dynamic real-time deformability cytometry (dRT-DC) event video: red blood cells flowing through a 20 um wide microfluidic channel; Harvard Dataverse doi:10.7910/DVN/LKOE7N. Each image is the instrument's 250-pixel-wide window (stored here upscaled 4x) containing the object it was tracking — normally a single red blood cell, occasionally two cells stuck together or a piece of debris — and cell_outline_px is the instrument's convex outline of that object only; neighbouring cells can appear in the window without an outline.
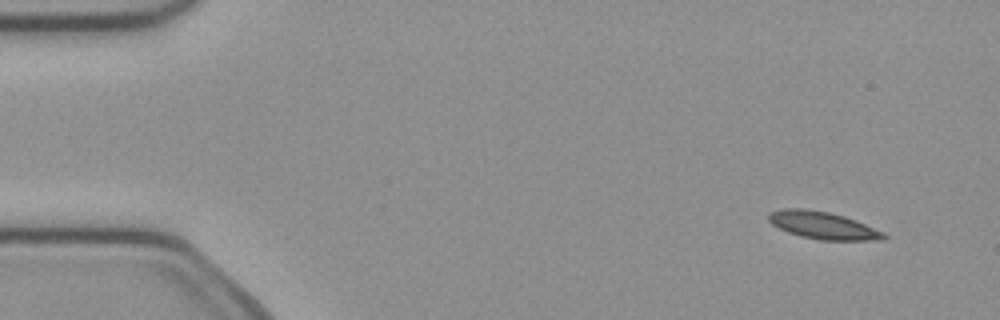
{"species": "common noctule bat (a hibernating species)", "species_latin": "Nyctalus noctula", "temperature_condition": "cold", "stored_images_in_passage": 6, "segment_of_instrument_passage": [1, 2], "camera_frame_rate_fps": 3000, "um_per_image_px": 0.085, "animal": {"sex": "female", "body_mass_g": 21.9}, "frame": {"image": 1, "passage_image": 2, "time_ms": 0.333, "image_size_px": [1000, 320], "cell_outline_px": [[888, 236], [884, 240], [820, 240], [800, 236], [788, 232], [772, 224], [768, 220], [768, 212], [784, 208], [808, 208], [828, 212], [844, 216], [856, 220], [884, 232]], "centroid_in_image_um": [69.95, 19.15], "position_along_channel_um": 15.1, "area_um2": 18.5}}
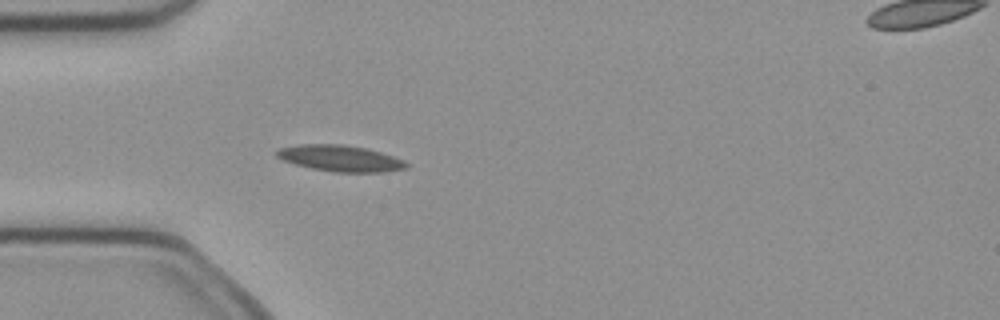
{"frame": {"image": 2, "passage_image": 5, "time_ms": 1.333, "image_size_px": [1000, 320], "cell_outline_px": [[408, 168], [384, 172], [332, 172], [312, 168], [296, 164], [284, 160], [276, 156], [276, 152], [280, 148], [300, 144], [344, 144], [364, 148], [380, 152], [404, 160], [408, 164]], "centroid_in_image_um": [28.94, 13.46], "position_along_channel_um": 56.1, "area_um2": 19.65}}